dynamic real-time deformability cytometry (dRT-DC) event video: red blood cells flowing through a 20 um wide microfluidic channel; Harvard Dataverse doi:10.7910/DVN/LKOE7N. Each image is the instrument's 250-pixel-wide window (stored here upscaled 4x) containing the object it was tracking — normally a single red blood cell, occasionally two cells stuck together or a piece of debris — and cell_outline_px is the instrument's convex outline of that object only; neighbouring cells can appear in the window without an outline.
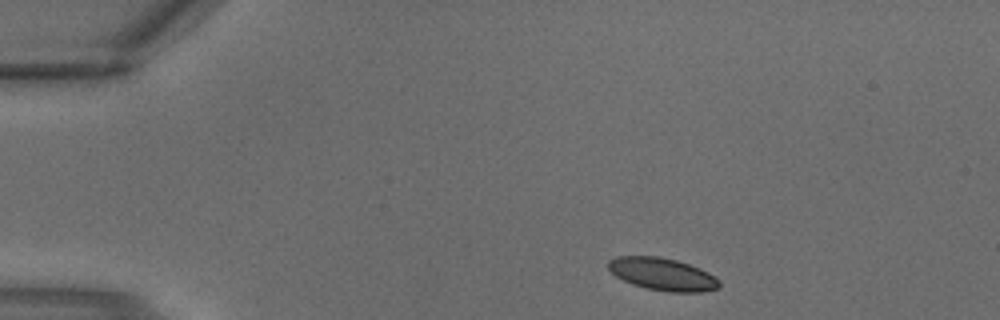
{"species": "common noctule bat (a hibernating species)", "species_latin": "Nyctalus noctula", "temperature_condition": "warm", "stored_images_in_passage": 4, "camera_frame_rate_fps": 3000, "um_per_image_px": 0.085, "animal": {"sex": "male", "body_mass_g": 18.8}, "frame": {"image": 1, "passage_image": 4, "time_ms": 1.0, "image_size_px": [1000, 320], "cell_outline_px": [[720, 288], [700, 292], [668, 292], [648, 288], [632, 284], [616, 276], [608, 268], [608, 260], [616, 256], [660, 256], [676, 260], [700, 268], [708, 272], [720, 280]], "centroid_in_image_um": [56.32, 23.3], "position_along_channel_um": 28.7, "area_um2": 21.04}}